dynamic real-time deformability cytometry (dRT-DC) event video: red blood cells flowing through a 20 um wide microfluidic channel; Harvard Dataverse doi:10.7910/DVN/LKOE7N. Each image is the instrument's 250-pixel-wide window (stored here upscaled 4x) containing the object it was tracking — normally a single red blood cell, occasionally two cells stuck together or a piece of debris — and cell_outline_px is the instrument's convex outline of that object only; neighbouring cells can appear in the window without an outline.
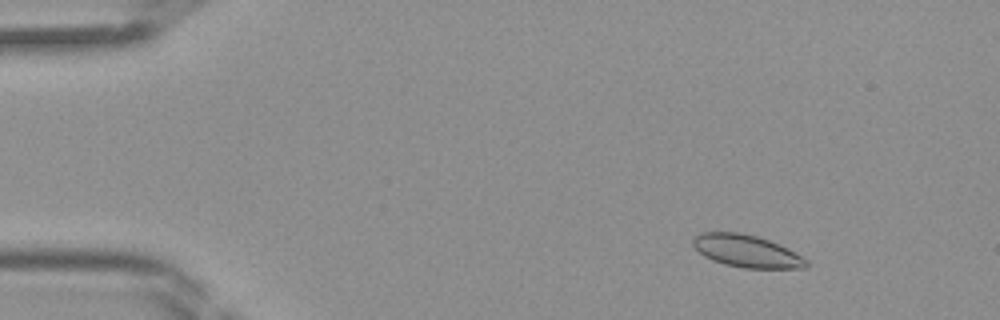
{"species": "Egyptian fruit bat (a non-hibernating species)", "species_latin": "Rousettus aegyptiacus", "temperature_condition": "room temperature", "stored_images_in_passage": 44, "camera_frame_rate_fps": 3000, "um_per_image_px": 0.085, "frame": {"image": 1, "passage_image": 6, "time_ms": 1.667, "image_size_px": [1000, 320], "cell_outline_px": [[808, 268], [744, 268], [724, 264], [712, 260], [704, 256], [692, 244], [692, 240], [700, 232], [736, 232], [756, 236], [768, 240], [788, 248], [808, 260]], "centroid_in_image_um": [63.47, 21.35], "position_along_channel_um": 21.5, "area_um2": 21.27}}
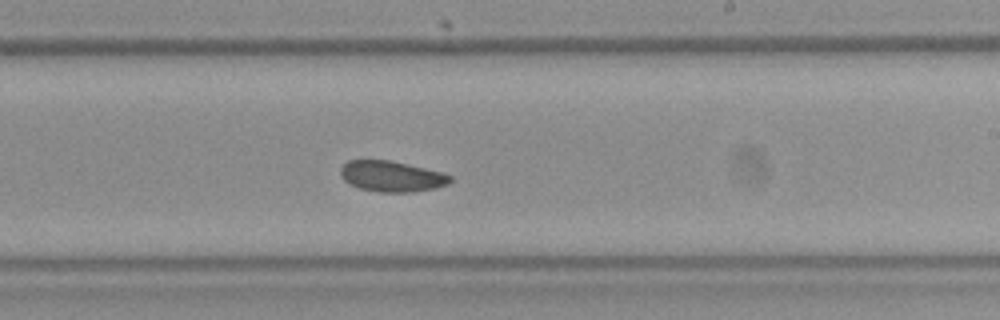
{"frame": {"image": 2, "passage_image": 27, "time_ms": 8.667, "image_size_px": [1000, 320], "cell_outline_px": [[452, 180], [448, 184], [432, 188], [412, 192], [380, 192], [360, 188], [348, 184], [340, 176], [340, 168], [348, 160], [388, 160], [408, 164], [444, 172], [452, 176]], "centroid_in_image_um": [33.28, 14.98], "position_along_channel_um": 255.7, "area_um2": 19.71}}
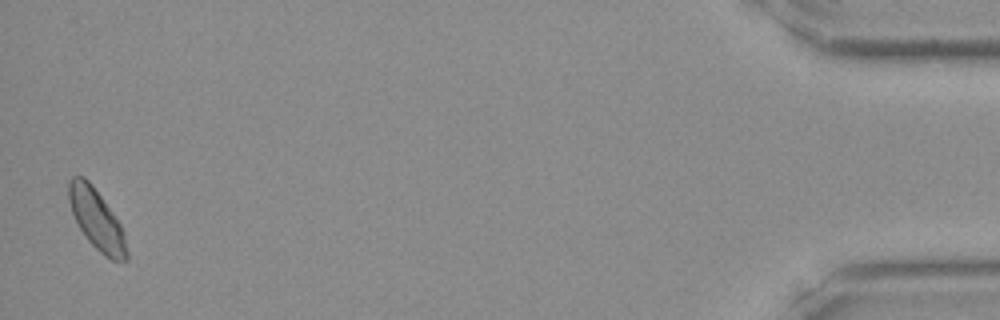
{"frame": {"image": 3, "passage_image": 44, "time_ms": 14.333, "image_size_px": [1000, 320], "cell_outline_px": [[128, 260], [112, 260], [104, 256], [88, 240], [80, 228], [72, 212], [68, 200], [68, 180], [72, 176], [84, 176], [92, 184], [120, 224], [124, 232], [128, 252]], "centroid_in_image_um": [8.21, 18.64], "position_along_channel_um": 427.0, "area_um2": 20.17}}